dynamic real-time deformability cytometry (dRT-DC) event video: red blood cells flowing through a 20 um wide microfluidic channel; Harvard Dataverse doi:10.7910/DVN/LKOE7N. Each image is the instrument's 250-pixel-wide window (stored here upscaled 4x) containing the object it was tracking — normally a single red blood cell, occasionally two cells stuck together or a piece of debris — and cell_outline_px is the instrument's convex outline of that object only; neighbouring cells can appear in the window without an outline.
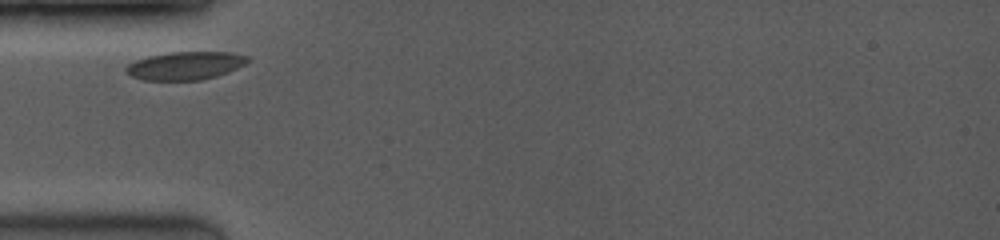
{"species": "common noctule bat (a hibernating species)", "species_latin": "Nyctalus noctula", "temperature_condition": "room temperature", "stored_images_in_passage": 39, "camera_frame_rate_fps": 3500, "um_per_image_px": 0.085, "animal": {"sex": "female", "body_mass_g": 19.0, "forearm_length_mm": 53.3}, "frame": {"image": 1, "passage_image": 1, "time_ms": 0.0, "image_size_px": [1000, 240], "cell_outline_px": [[248, 60], [244, 64], [228, 72], [216, 76], [200, 80], [144, 80], [132, 76], [124, 72], [124, 68], [128, 64], [136, 60], [148, 56], [168, 52], [232, 52], [248, 56]], "centroid_in_image_um": [15.71, 5.58], "position_along_channel_um": 69.3, "area_um2": 19.88}}
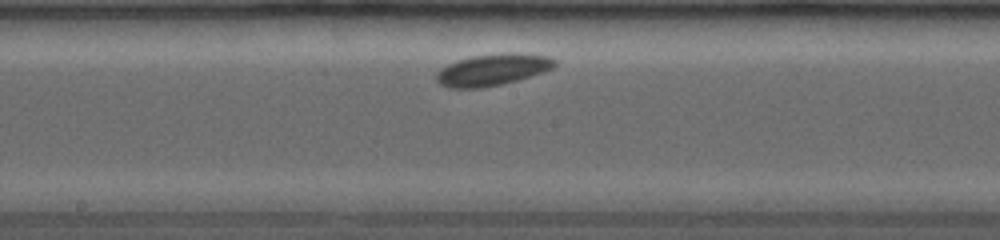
{"frame": {"image": 2, "passage_image": 21, "time_ms": 3.714, "image_size_px": [1000, 240], "cell_outline_px": [[556, 64], [552, 68], [516, 80], [500, 84], [480, 88], [448, 88], [440, 84], [436, 80], [436, 72], [440, 68], [456, 60], [472, 56], [504, 52], [516, 52], [548, 56], [556, 60]], "centroid_in_image_um": [41.82, 5.91], "position_along_channel_um": 206.4, "area_um2": 21.79}}
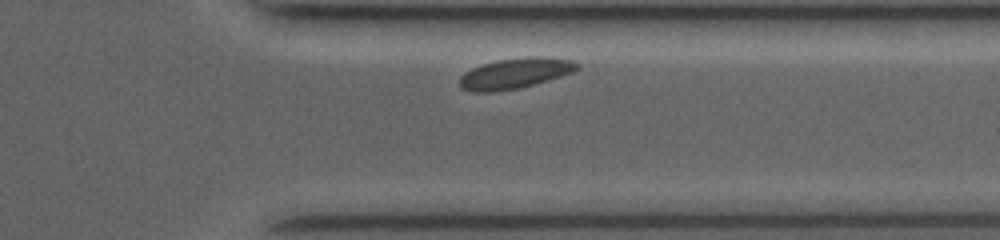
{"frame": {"image": 3, "passage_image": 37, "time_ms": 8.0, "image_size_px": [1000, 240], "cell_outline_px": [[580, 68], [572, 72], [536, 84], [520, 88], [492, 92], [476, 92], [460, 88], [460, 76], [464, 72], [472, 68], [496, 60], [528, 56], [548, 56], [572, 60], [580, 64]], "centroid_in_image_um": [43.81, 6.22], "position_along_channel_um": 367.6, "area_um2": 21.1}}